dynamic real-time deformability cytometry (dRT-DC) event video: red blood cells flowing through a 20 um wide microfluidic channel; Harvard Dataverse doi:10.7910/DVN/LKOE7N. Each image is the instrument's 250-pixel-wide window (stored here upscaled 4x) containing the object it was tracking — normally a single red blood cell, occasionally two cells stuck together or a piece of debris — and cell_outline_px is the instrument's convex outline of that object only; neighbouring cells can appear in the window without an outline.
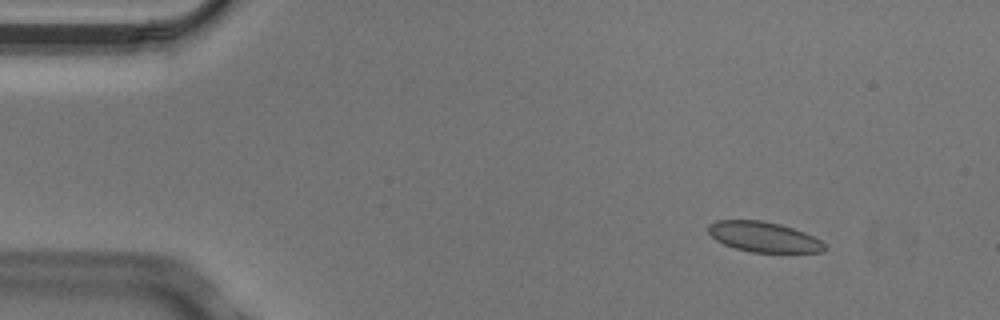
{"species": "Egyptian fruit bat (a non-hibernating species)", "species_latin": "Rousettus aegyptiacus", "temperature_condition": "cold", "stored_images_in_passage": 8, "camera_frame_rate_fps": 3000, "um_per_image_px": 0.085, "animal": {"sex": "male"}, "frame": {"image": 1, "passage_image": 2, "time_ms": 0.333, "image_size_px": [1000, 320], "cell_outline_px": [[828, 248], [824, 252], [752, 252], [736, 248], [724, 244], [716, 240], [708, 232], [708, 224], [716, 220], [760, 220], [780, 224], [804, 232], [828, 244]], "centroid_in_image_um": [64.94, 20.14], "position_along_channel_um": 20.1, "area_um2": 20.52}}
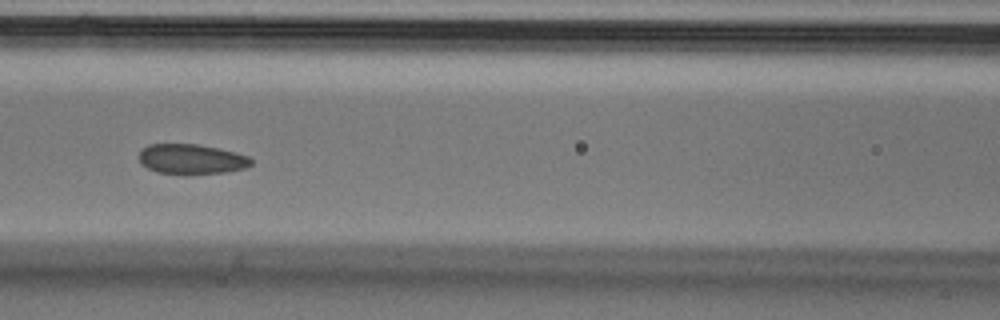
{"frame": {"image": 2, "passage_image": 6, "time_ms": 1.667, "image_size_px": [1000, 320], "cell_outline_px": [[252, 164], [244, 168], [224, 172], [188, 176], [184, 176], [156, 172], [140, 164], [140, 152], [148, 144], [196, 144], [220, 148], [236, 152], [248, 156], [252, 160]], "centroid_in_image_um": [16.27, 13.55], "position_along_channel_um": 150.3, "area_um2": 20.06}}
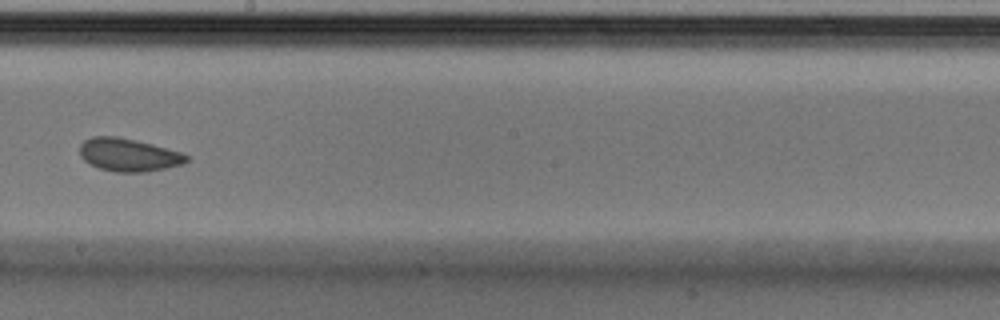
{"frame": {"image": 3, "passage_image": 8, "time_ms": 2.333, "image_size_px": [1000, 320], "cell_outline_px": [[188, 160], [184, 164], [168, 168], [148, 172], [116, 172], [100, 168], [88, 164], [80, 156], [80, 144], [84, 140], [92, 136], [116, 136], [152, 144], [180, 152], [188, 156]], "centroid_in_image_um": [10.91, 13.17], "position_along_channel_um": 237.3, "area_um2": 20.58}}